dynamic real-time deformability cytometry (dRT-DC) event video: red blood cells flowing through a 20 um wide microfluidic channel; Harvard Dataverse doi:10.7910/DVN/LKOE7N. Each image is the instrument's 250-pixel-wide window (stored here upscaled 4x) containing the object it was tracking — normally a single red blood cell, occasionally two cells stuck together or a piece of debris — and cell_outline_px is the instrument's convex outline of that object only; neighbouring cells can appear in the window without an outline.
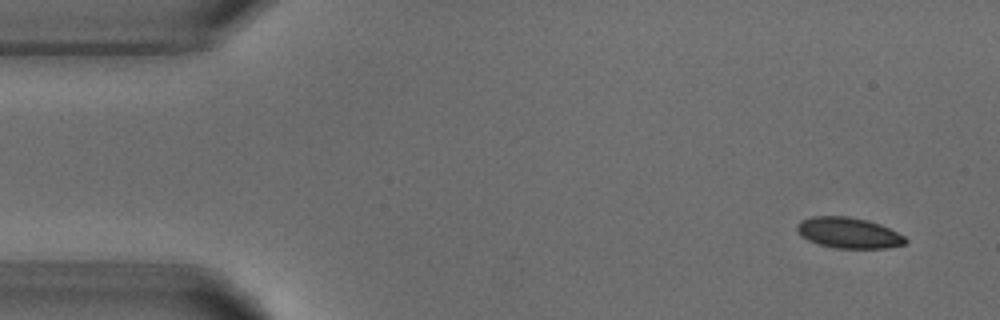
{"species": "common noctule bat (a hibernating species)", "species_latin": "Nyctalus noctula", "temperature_condition": "warm", "stored_images_in_passage": 3, "camera_frame_rate_fps": 3000, "um_per_image_px": 0.085, "animal": {"sex": "male", "body_mass_g": 18.8}, "frame": {"image": 1, "passage_image": 1, "time_ms": 0.0, "image_size_px": [1000, 320], "cell_outline_px": [[908, 240], [904, 244], [888, 248], [832, 248], [808, 240], [800, 236], [796, 232], [796, 224], [800, 220], [812, 216], [848, 216], [868, 220], [880, 224], [904, 236]], "centroid_in_image_um": [72.08, 19.78], "position_along_channel_um": 12.9, "area_um2": 19.59}}
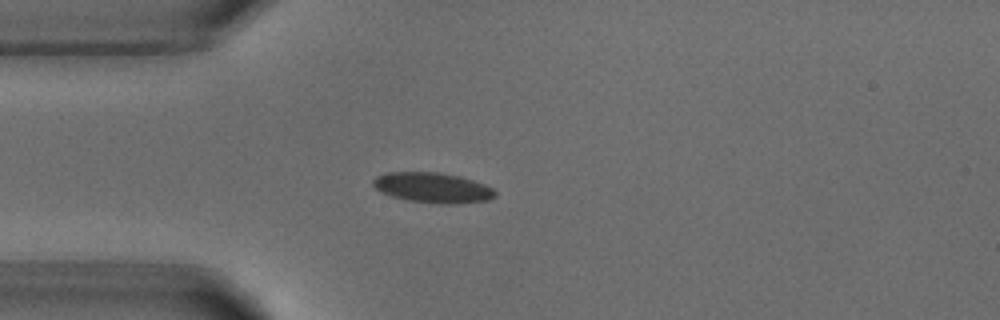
{"frame": {"image": 2, "passage_image": 3, "time_ms": 3.333, "image_size_px": [1000, 320], "cell_outline_px": [[496, 196], [488, 200], [456, 204], [440, 204], [408, 200], [392, 196], [376, 188], [372, 184], [372, 180], [376, 176], [388, 172], [436, 172], [460, 176], [484, 184], [492, 188], [496, 192]], "centroid_in_image_um": [36.79, 15.95], "position_along_channel_um": 48.2, "area_um2": 21.39}}